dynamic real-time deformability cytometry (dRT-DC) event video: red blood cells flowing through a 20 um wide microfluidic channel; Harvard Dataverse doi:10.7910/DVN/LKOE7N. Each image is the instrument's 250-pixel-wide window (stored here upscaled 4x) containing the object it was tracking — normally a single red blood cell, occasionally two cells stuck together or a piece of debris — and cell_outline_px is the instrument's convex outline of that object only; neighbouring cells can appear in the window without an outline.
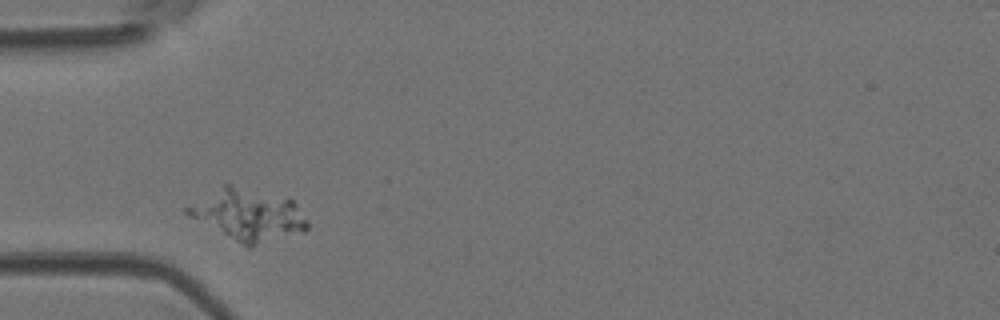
{"species": "Egyptian fruit bat (a non-hibernating species)", "species_latin": "Rousettus aegyptiacus", "temperature_condition": "room temperature", "stored_images_in_passage": 4, "camera_frame_rate_fps": 3000, "um_per_image_px": 0.085, "animal": {"sex": "female"}, "frame": {"image": 1, "passage_image": 1, "time_ms": 0.0, "image_size_px": [1000, 320], "cell_outline_px": [[308, 228], [304, 232], [252, 248], [248, 248], [188, 216], [184, 212], [184, 208], [224, 184], [228, 184], [292, 200], [296, 204], [308, 220]], "centroid_in_image_um": [21.11, 18.32], "position_along_channel_um": 63.9, "area_um2": 35.78}}
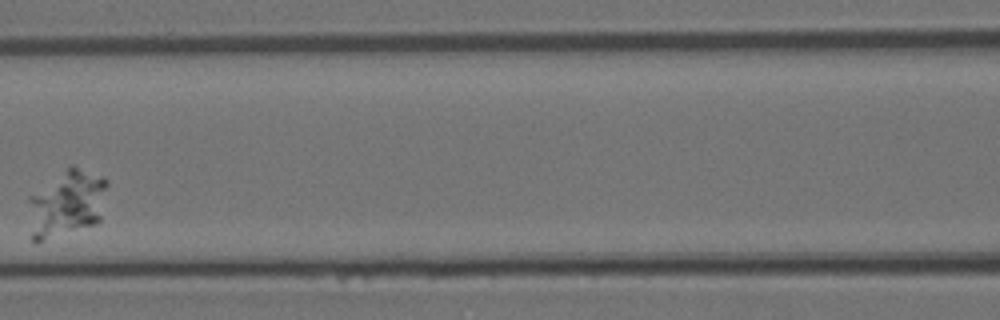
{"frame": {"image": 2, "passage_image": 3, "time_ms": 0.667, "image_size_px": [1000, 320], "cell_outline_px": [[108, 184], [100, 220], [96, 224], [36, 244], [28, 236], [28, 196], [72, 164], [104, 176], [108, 180]], "centroid_in_image_um": [5.63, 17.33], "position_along_channel_um": 161.0, "area_um2": 31.73}}
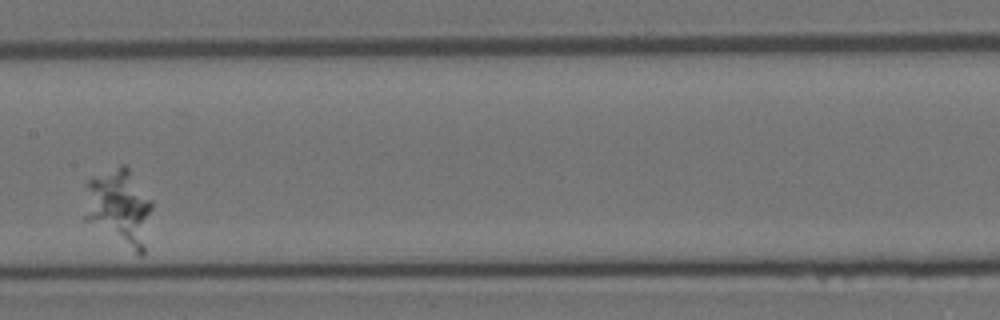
{"frame": {"image": 3, "passage_image": 4, "time_ms": 1.0, "image_size_px": [1000, 320], "cell_outline_px": [[152, 208], [144, 252], [140, 256], [84, 220], [84, 216], [88, 180], [120, 164], [124, 164], [128, 168], [152, 200]], "centroid_in_image_um": [10.15, 17.64], "position_along_channel_um": 197.2, "area_um2": 30.0}}